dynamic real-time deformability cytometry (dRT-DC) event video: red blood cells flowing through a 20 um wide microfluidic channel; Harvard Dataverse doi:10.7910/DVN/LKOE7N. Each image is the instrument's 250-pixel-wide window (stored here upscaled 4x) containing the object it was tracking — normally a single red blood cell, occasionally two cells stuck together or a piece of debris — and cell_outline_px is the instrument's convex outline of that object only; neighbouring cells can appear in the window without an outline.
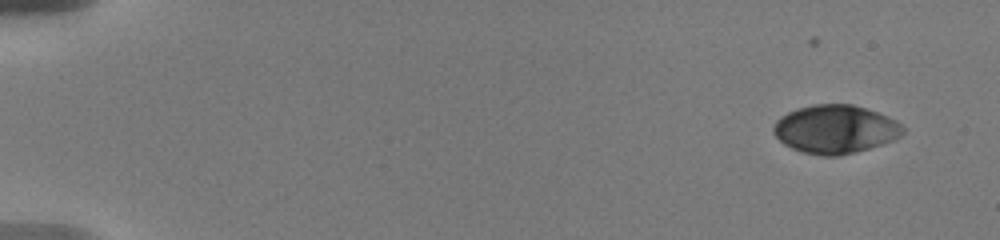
{"species": "human", "species_latin": "Homo sapiens", "temperature_condition": "warm", "stored_images_in_passage": 20, "camera_frame_rate_fps": 3000, "um_per_image_px": 0.085, "donor": {"sex": "male"}, "frame": {"image": 1, "passage_image": 1, "time_ms": 0.0, "image_size_px": [1000, 240], "cell_outline_px": [[904, 132], [900, 136], [892, 140], [856, 152], [840, 156], [820, 156], [800, 152], [784, 144], [772, 132], [772, 128], [776, 120], [780, 116], [796, 108], [812, 104], [852, 104], [888, 116], [896, 120], [904, 128]], "centroid_in_image_um": [70.96, 10.98], "position_along_channel_um": 14.0, "area_um2": 36.65}}
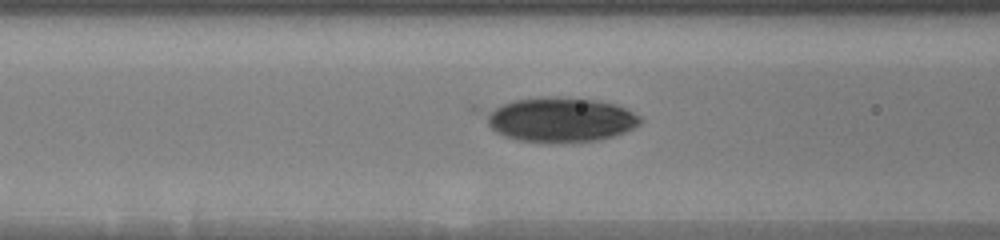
{"frame": {"image": 2, "passage_image": 12, "time_ms": 7.0, "image_size_px": [1000, 240], "cell_outline_px": [[644, 120], [640, 124], [616, 136], [596, 140], [520, 140], [504, 136], [496, 132], [472, 112], [468, 108], [472, 104], [556, 96], [560, 96], [600, 100], [616, 104], [628, 108], [640, 116]], "centroid_in_image_um": [47.33, 10.07], "position_along_channel_um": 119.3, "area_um2": 41.96}}
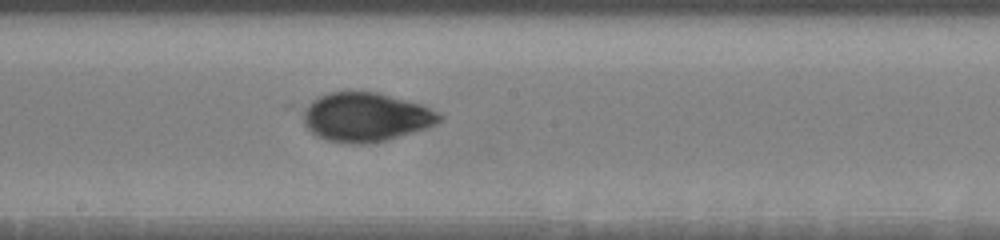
{"frame": {"image": 3, "passage_image": 20, "time_ms": 9.667, "image_size_px": [1000, 240], "cell_outline_px": [[444, 116], [436, 124], [412, 132], [384, 140], [364, 144], [352, 144], [328, 140], [316, 136], [288, 108], [288, 104], [328, 92], [376, 92], [424, 104], [440, 112]], "centroid_in_image_um": [30.82, 9.89], "position_along_channel_um": 217.4, "area_um2": 40.92}}